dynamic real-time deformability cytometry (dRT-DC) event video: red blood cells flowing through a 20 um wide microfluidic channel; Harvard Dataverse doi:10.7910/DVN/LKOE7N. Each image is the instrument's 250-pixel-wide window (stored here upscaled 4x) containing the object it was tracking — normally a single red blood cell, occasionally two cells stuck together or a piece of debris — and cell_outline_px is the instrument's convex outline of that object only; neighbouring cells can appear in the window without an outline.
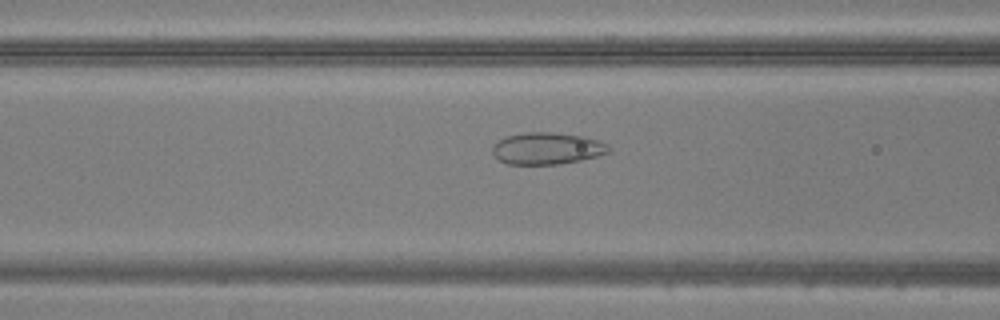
{"species": "common noctule bat (a hibernating species)", "species_latin": "Nyctalus noctula", "temperature_condition": "warm", "stored_images_in_passage": 50, "camera_frame_rate_fps": 3000, "um_per_image_px": 0.085, "animal": {"sex": "male", "body_mass_g": 20.5, "forearm_length_mm": 52.5}, "frame": {"image": 1, "passage_image": 20, "time_ms": 6.333, "image_size_px": [1000, 320], "cell_outline_px": [[612, 152], [580, 160], [560, 164], [508, 164], [500, 160], [492, 152], [492, 144], [508, 136], [524, 132], [552, 132], [584, 136], [608, 144], [612, 148]], "centroid_in_image_um": [46.53, 12.61], "position_along_channel_um": 120.1, "area_um2": 21.62}}
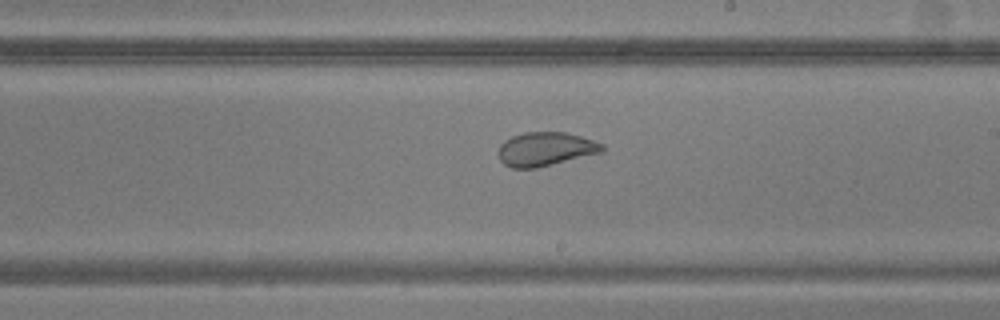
{"frame": {"image": 2, "passage_image": 29, "time_ms": 9.333, "image_size_px": [1000, 320], "cell_outline_px": [[604, 152], [536, 168], [512, 168], [504, 164], [500, 160], [496, 152], [500, 144], [504, 140], [512, 136], [524, 132], [564, 132], [580, 136], [604, 144]], "centroid_in_image_um": [46.34, 12.67], "position_along_channel_um": 242.7, "area_um2": 20.63}}
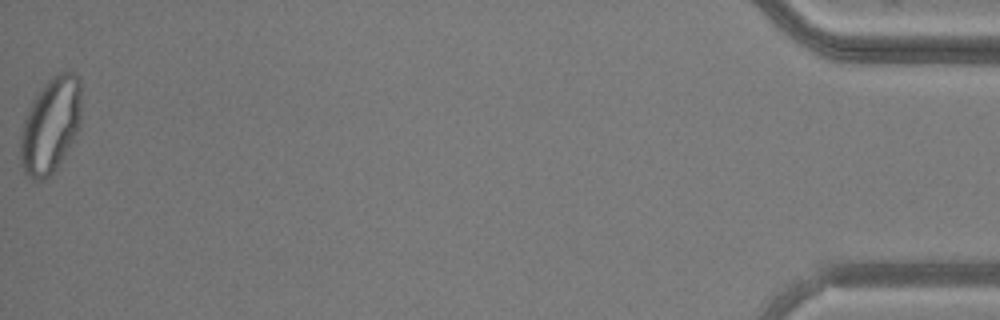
{"frame": {"image": 3, "passage_image": 50, "time_ms": 16.333, "image_size_px": [1000, 320], "cell_outline_px": [[80, 124], [72, 140], [56, 168], [48, 176], [40, 180], [32, 180], [24, 172], [20, 160], [20, 136], [24, 120], [32, 100], [44, 84], [56, 72], [72, 72], [80, 80]], "centroid_in_image_um": [4.27, 10.63], "position_along_channel_um": 430.9, "area_um2": 33.52}}